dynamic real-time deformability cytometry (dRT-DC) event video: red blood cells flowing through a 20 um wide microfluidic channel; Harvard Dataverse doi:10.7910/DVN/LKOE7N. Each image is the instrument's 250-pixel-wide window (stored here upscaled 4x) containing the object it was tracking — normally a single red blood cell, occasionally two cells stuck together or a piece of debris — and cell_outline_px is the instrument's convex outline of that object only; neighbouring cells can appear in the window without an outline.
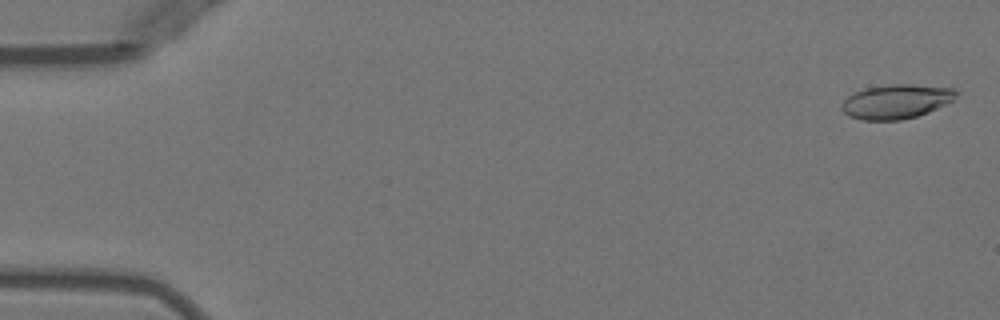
{"species": "Egyptian fruit bat (a non-hibernating species)", "species_latin": "Rousettus aegyptiacus", "temperature_condition": "warm", "stored_images_in_passage": 14, "camera_frame_rate_fps": 3000, "um_per_image_px": 0.085, "animal": {"sex": "female"}, "frame": {"image": 1, "passage_image": 2, "time_ms": 0.333, "image_size_px": [1000, 320], "cell_outline_px": [[960, 92], [952, 100], [928, 112], [916, 116], [900, 120], [860, 120], [848, 116], [840, 108], [840, 104], [848, 96], [856, 92], [868, 88], [892, 84], [912, 84], [956, 88]], "centroid_in_image_um": [76.18, 8.63], "position_along_channel_um": 8.8, "area_um2": 22.83}}